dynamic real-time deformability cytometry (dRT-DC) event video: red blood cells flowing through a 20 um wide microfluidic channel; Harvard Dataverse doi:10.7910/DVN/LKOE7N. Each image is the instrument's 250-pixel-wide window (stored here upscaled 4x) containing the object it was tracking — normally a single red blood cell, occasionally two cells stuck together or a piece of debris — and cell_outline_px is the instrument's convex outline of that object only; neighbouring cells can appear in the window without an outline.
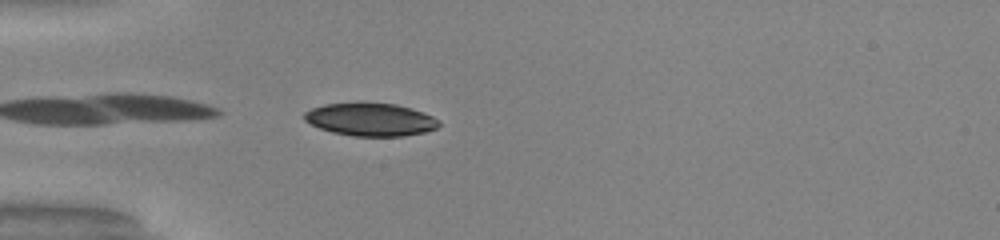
{"species": "common noctule bat (a hibernating species)", "species_latin": "Nyctalus noctula", "temperature_condition": "warm", "stored_images_in_passage": 12, "camera_frame_rate_fps": 3000, "um_per_image_px": 0.085, "animal": {"sex": "male", "body_mass_g": 20.0, "forearm_length_mm": 53.3}, "frame": {"image": 1, "passage_image": 1, "time_ms": 0.0, "image_size_px": [1000, 240], "cell_outline_px": [[440, 124], [436, 128], [424, 132], [404, 136], [352, 136], [332, 132], [320, 128], [304, 120], [304, 112], [312, 108], [324, 104], [360, 100], [396, 104], [412, 108], [432, 116], [440, 120]], "centroid_in_image_um": [31.48, 10.12], "position_along_channel_um": 53.5, "area_um2": 26.47}}
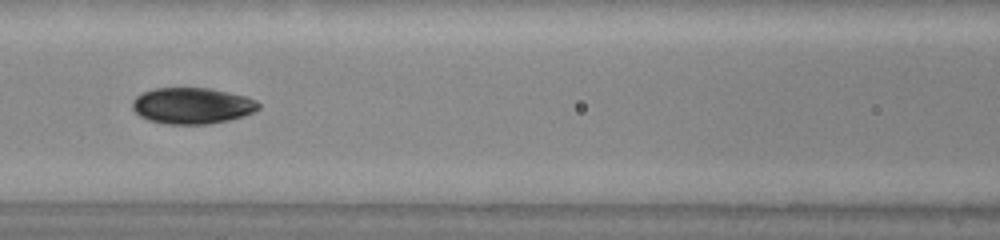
{"frame": {"image": 2, "passage_image": 9, "time_ms": 2.667, "image_size_px": [1000, 240], "cell_outline_px": [[260, 108], [244, 116], [228, 120], [208, 124], [168, 124], [148, 120], [140, 116], [132, 108], [132, 100], [136, 96], [144, 92], [156, 88], [208, 88], [228, 92], [244, 96], [256, 100], [260, 104]], "centroid_in_image_um": [16.32, 8.99], "position_along_channel_um": 150.3, "area_um2": 26.53}}